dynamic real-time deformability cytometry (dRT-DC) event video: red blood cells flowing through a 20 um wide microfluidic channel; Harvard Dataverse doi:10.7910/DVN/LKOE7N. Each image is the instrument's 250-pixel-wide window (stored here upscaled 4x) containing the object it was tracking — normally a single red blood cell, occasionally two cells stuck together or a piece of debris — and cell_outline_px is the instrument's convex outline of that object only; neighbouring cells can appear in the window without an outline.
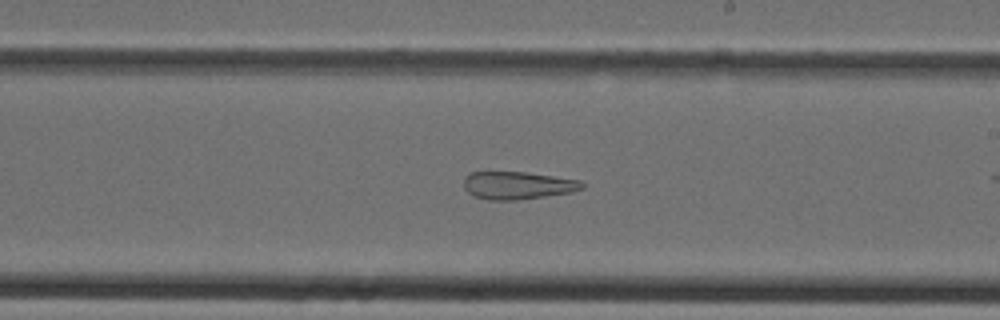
{"species": "Egyptian fruit bat (a non-hibernating species)", "species_latin": "Rousettus aegyptiacus", "temperature_condition": "cold", "stored_images_in_passage": 23, "camera_frame_rate_fps": 3000, "um_per_image_px": 0.085, "animal": {"sex": "female"}, "frame": {"image": 1, "passage_image": 22, "time_ms": 7.0, "image_size_px": [1000, 320], "cell_outline_px": [[584, 188], [572, 192], [516, 200], [488, 200], [472, 196], [464, 188], [464, 176], [472, 172], [524, 172], [580, 180], [584, 184]], "centroid_in_image_um": [43.97, 15.76], "position_along_channel_um": 245.0, "area_um2": 19.07}}